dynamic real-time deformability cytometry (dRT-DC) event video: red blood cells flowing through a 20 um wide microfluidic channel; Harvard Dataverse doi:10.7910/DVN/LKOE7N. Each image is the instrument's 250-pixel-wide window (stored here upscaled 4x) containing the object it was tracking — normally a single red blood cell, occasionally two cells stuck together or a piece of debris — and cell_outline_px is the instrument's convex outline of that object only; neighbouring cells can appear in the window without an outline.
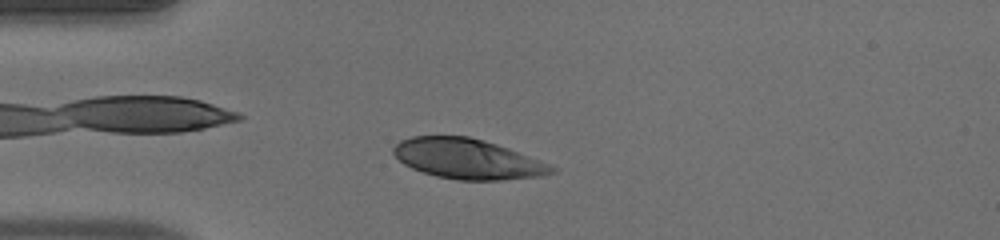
{"species": "human", "species_latin": "Homo sapiens", "temperature_condition": "warm", "stored_images_in_passage": 46, "camera_frame_rate_fps": 3000, "um_per_image_px": 0.085, "donor": {"sex": "male"}, "frame": {"image": 1, "passage_image": 8, "time_ms": 2.333, "image_size_px": [1000, 240], "cell_outline_px": [[556, 172], [540, 176], [500, 180], [456, 180], [436, 176], [412, 168], [404, 164], [392, 152], [392, 148], [400, 140], [412, 136], [468, 136], [484, 140], [508, 148], [548, 164], [556, 168]], "centroid_in_image_um": [39.71, 13.5], "position_along_channel_um": 45.3, "area_um2": 36.7}}
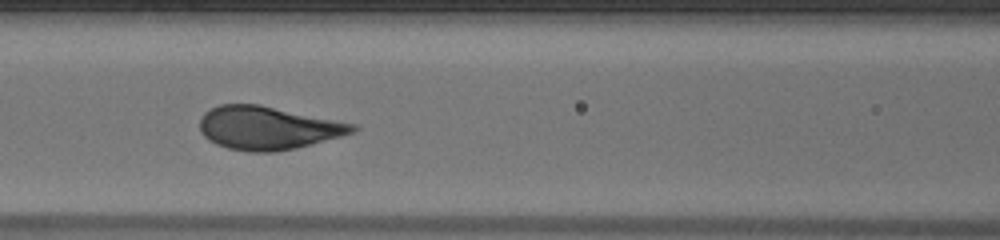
{"frame": {"image": 2, "passage_image": 17, "time_ms": 5.333, "image_size_px": [1000, 240], "cell_outline_px": [[360, 128], [352, 132], [340, 136], [296, 148], [276, 152], [248, 152], [228, 148], [216, 144], [208, 140], [200, 132], [200, 120], [204, 112], [220, 104], [260, 104], [356, 124]], "centroid_in_image_um": [22.74, 10.87], "position_along_channel_um": 143.9, "area_um2": 38.49}}
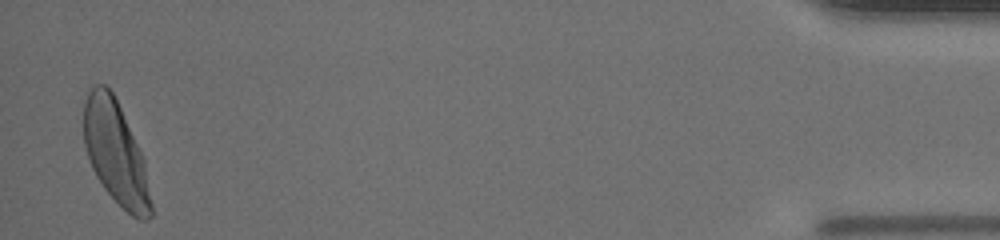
{"frame": {"image": 3, "passage_image": 45, "time_ms": 14.667, "image_size_px": [1000, 240], "cell_outline_px": [[152, 216], [148, 220], [140, 220], [132, 216], [104, 188], [96, 176], [92, 168], [84, 144], [84, 104], [88, 92], [96, 84], [104, 84], [112, 92], [120, 108], [144, 160], [152, 204]], "centroid_in_image_um": [9.83, 13.02], "position_along_channel_um": 425.4, "area_um2": 39.59}, "authors_computed_cell_mechanics": {"area_um2": 38.6682, "velocity_mm_per_s": 3.9514, "shape_relaxation_time_tau1_ms": 2.1864, "shape_relaxation_time_tau2_ms": null, "deformation_change_tau1": 0.1852, "deformation_change_tau2": null}}